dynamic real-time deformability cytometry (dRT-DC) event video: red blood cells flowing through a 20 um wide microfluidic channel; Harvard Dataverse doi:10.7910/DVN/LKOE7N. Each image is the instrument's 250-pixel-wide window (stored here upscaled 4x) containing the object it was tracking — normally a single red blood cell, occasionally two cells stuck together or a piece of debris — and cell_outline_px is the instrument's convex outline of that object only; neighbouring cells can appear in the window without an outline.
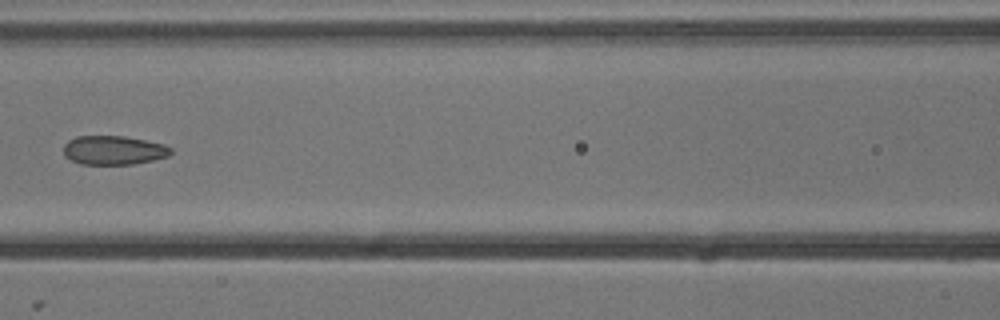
{"species": "common noctule bat (a hibernating species)", "species_latin": "Nyctalus noctula", "temperature_condition": "cold", "stored_images_in_passage": 7, "camera_frame_rate_fps": 3000, "um_per_image_px": 0.085, "animal": {"sex": "male", "body_mass_g": 13.3}, "frame": {"image": 1, "passage_image": 7, "time_ms": 2.0, "image_size_px": [1000, 320], "cell_outline_px": [[172, 152], [168, 156], [152, 160], [132, 164], [80, 164], [64, 156], [64, 144], [68, 140], [76, 136], [124, 136], [164, 144], [172, 148]], "centroid_in_image_um": [9.64, 12.76], "position_along_channel_um": 157.0, "area_um2": 18.09}}